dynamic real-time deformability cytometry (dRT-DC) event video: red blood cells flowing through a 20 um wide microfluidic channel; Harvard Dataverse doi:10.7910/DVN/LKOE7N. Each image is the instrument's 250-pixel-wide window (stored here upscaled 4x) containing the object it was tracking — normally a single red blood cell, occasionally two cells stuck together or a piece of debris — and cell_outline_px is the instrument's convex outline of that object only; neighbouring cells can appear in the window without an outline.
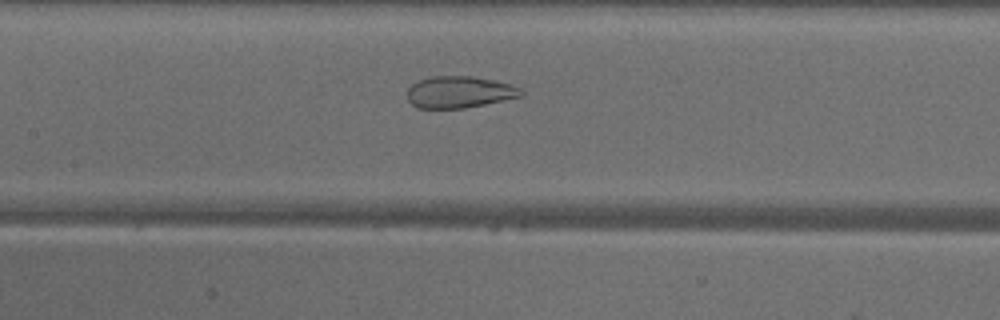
{"species": "common noctule bat (a hibernating species)", "species_latin": "Nyctalus noctula", "temperature_condition": "warm", "stored_images_in_passage": 39, "camera_frame_rate_fps": 3000, "um_per_image_px": 0.085, "animal": {"sex": "male", "body_mass_g": 18.8}, "frame": {"image": 1, "passage_image": 21, "time_ms": 6.667, "image_size_px": [1000, 320], "cell_outline_px": [[524, 92], [520, 96], [484, 104], [464, 108], [416, 108], [408, 100], [408, 88], [412, 84], [420, 80], [432, 76], [472, 76], [492, 80], [508, 84], [520, 88]], "centroid_in_image_um": [39.0, 7.83], "position_along_channel_um": 168.4, "area_um2": 20.75}}
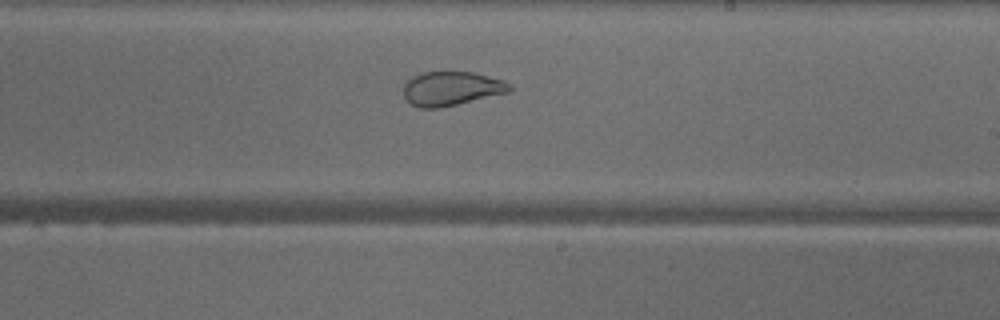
{"frame": {"image": 2, "passage_image": 27, "time_ms": 8.667, "image_size_px": [1000, 320], "cell_outline_px": [[512, 92], [440, 108], [420, 108], [412, 104], [404, 96], [404, 84], [412, 76], [420, 72], [476, 72], [504, 80], [512, 84]], "centroid_in_image_um": [38.43, 7.52], "position_along_channel_um": 250.6, "area_um2": 21.39}}
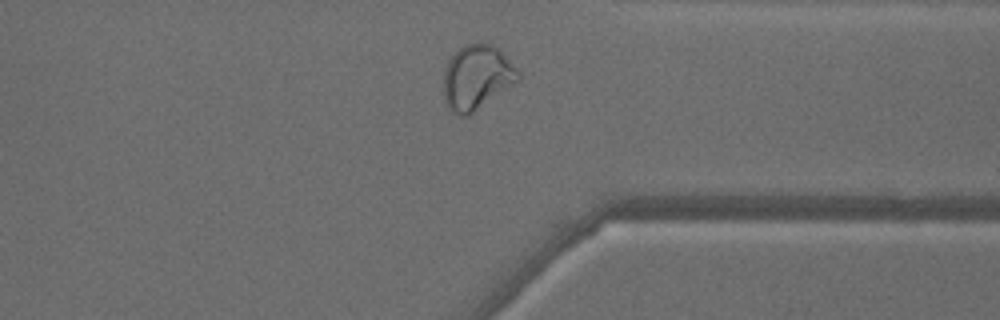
{"frame": {"image": 3, "passage_image": 36, "time_ms": 11.667, "image_size_px": [1000, 320], "cell_outline_px": [[520, 80], [468, 116], [460, 116], [452, 112], [444, 100], [444, 72], [448, 60], [464, 44], [480, 40], [492, 44], [520, 72]], "centroid_in_image_um": [40.52, 6.56], "position_along_channel_um": 370.9, "area_um2": 28.09}, "authors_computed_cell_mechanics": {"area_um2": 26.877, "velocity_mm_per_s": 4.1257, "shape_relaxation_time_tau1_ms": null, "shape_relaxation_time_tau2_ms": 0.9078, "deformation_change_tau1": null, "deformation_change_tau2": 0.0769}}